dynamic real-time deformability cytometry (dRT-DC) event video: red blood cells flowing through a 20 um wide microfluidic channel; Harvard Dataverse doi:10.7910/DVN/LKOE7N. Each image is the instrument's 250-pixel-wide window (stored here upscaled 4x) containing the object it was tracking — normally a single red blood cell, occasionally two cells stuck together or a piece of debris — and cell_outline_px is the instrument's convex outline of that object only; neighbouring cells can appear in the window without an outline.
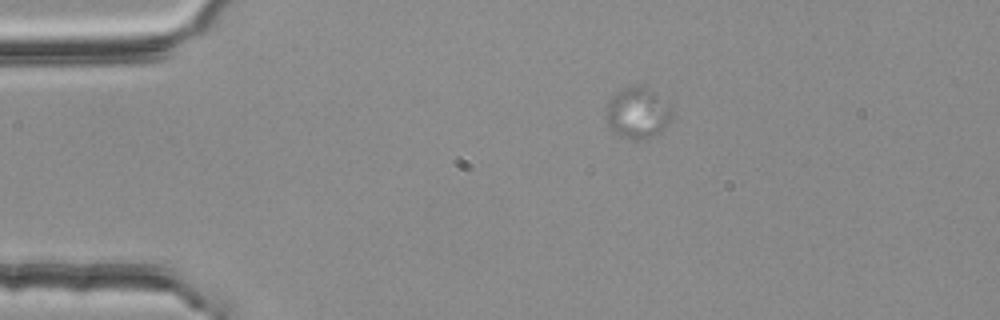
{"species": "common noctule bat (a hibernating species)", "species_latin": "Nyctalus noctula", "temperature_condition": "room temperature", "stored_images_in_passage": 2, "camera_frame_rate_fps": 3000, "um_per_image_px": 0.085, "animal": {"sex": "female", "body_mass_g": 25.1}, "frame": {"image": 1, "passage_image": 1, "time_ms": 0.0, "image_size_px": [1000, 320], "cell_outline_px": [[672, 112], [668, 120], [660, 132], [648, 140], [632, 140], [620, 136], [608, 128], [604, 116], [604, 108], [612, 92], [620, 88], [632, 84], [648, 84], [672, 104]], "centroid_in_image_um": [54.15, 9.52], "position_along_channel_um": 30.9, "area_um2": 21.1}}